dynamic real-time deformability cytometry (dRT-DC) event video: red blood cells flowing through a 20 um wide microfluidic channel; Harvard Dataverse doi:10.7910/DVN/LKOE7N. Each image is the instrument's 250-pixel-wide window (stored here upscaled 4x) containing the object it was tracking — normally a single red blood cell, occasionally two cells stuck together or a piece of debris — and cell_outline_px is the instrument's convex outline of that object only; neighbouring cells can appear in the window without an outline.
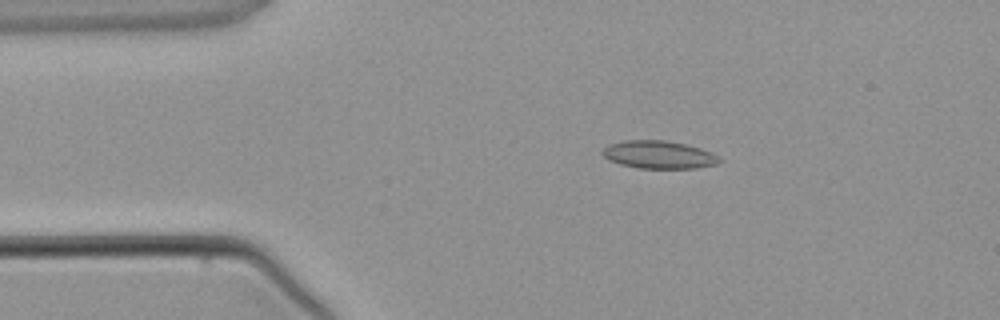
{"species": "common noctule bat (a hibernating species)", "species_latin": "Nyctalus noctula", "temperature_condition": "warm", "stored_images_in_passage": 3, "camera_frame_rate_fps": 3000, "um_per_image_px": 0.085, "animal": {"sex": "male", "body_mass_g": 21.5, "forearm_length_mm": 52.0}, "frame": {"image": 1, "passage_image": 2, "time_ms": 2.333, "image_size_px": [1000, 320], "cell_outline_px": [[720, 160], [716, 164], [696, 168], [640, 168], [620, 164], [608, 160], [600, 152], [608, 144], [624, 140], [664, 140], [684, 144], [700, 148], [712, 152]], "centroid_in_image_um": [55.94, 13.14], "position_along_channel_um": 29.1, "area_um2": 18.84}}